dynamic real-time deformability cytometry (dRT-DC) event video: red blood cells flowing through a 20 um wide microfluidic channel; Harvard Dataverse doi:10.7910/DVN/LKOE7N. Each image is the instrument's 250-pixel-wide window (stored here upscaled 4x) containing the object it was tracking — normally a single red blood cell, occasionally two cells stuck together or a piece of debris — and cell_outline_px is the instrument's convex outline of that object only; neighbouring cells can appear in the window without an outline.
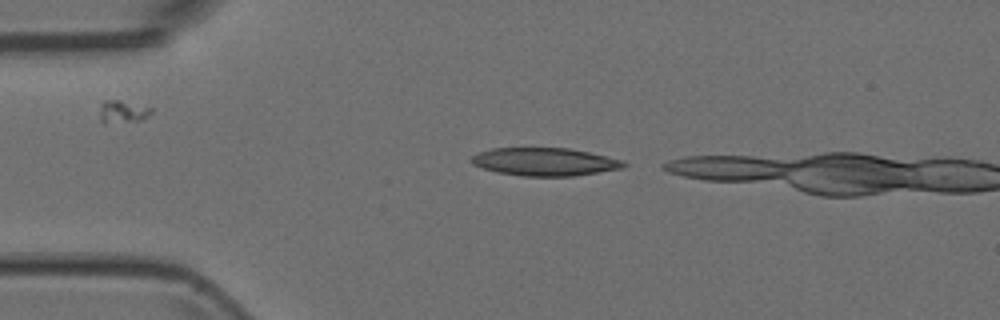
{"species": "Egyptian fruit bat (a non-hibernating species)", "species_latin": "Rousettus aegyptiacus", "temperature_condition": "room temperature", "stored_images_in_passage": 2, "camera_frame_rate_fps": 3000, "um_per_image_px": 0.085, "animal": {"sex": "female"}, "frame": {"image": 1, "passage_image": 2, "time_ms": 0.333, "image_size_px": [1000, 320], "cell_outline_px": [[628, 164], [624, 168], [572, 176], [524, 176], [496, 172], [472, 164], [468, 160], [472, 156], [480, 152], [492, 148], [568, 148], [588, 152], [624, 160]], "centroid_in_image_um": [46.31, 13.75], "position_along_channel_um": 38.7, "area_um2": 24.8}}